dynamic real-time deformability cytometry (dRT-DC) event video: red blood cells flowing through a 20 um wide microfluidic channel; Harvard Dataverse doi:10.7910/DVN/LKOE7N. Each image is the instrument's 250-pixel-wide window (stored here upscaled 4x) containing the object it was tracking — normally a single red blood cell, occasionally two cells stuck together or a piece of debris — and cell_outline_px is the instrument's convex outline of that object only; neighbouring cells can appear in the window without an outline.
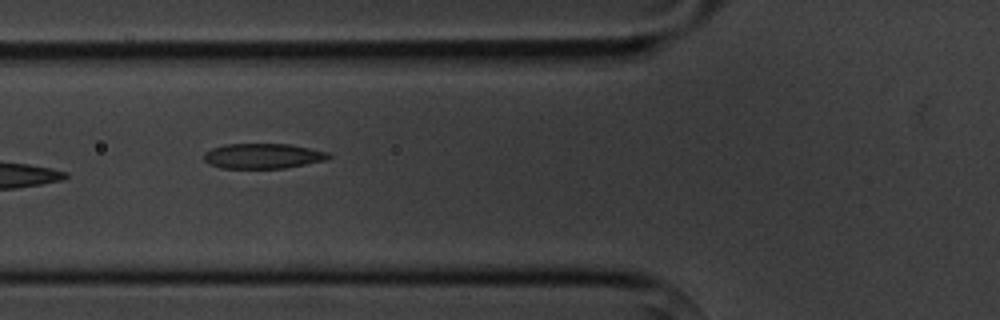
{"species": "common noctule bat (a hibernating species)", "species_latin": "Nyctalus noctula", "temperature_condition": "cold", "stored_images_in_passage": 7, "camera_frame_rate_fps": 3000, "um_per_image_px": 0.085, "animal": {"sex": "male", "body_mass_g": 20.1, "forearm_length_mm": 53.5}, "frame": {"image": 1, "passage_image": 6, "time_ms": 7.0, "image_size_px": [1000, 320], "cell_outline_px": [[332, 156], [328, 160], [284, 168], [220, 168], [208, 164], [204, 160], [204, 152], [212, 148], [224, 144], [288, 144], [328, 152]], "centroid_in_image_um": [22.33, 13.26], "position_along_channel_um": 103.5, "area_um2": 18.32}}
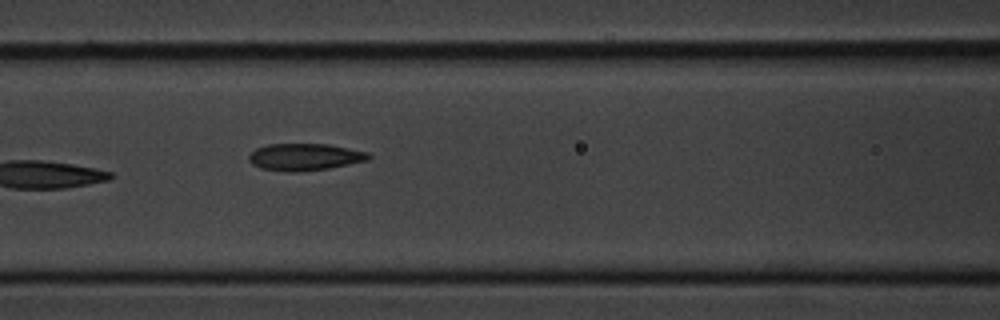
{"frame": {"image": 2, "passage_image": 7, "time_ms": 8.0, "image_size_px": [1000, 320], "cell_outline_px": [[372, 156], [368, 160], [328, 168], [300, 172], [288, 172], [260, 168], [252, 164], [248, 160], [248, 156], [256, 148], [268, 144], [328, 144], [368, 152]], "centroid_in_image_um": [25.88, 13.34], "position_along_channel_um": 140.7, "area_um2": 18.84}}